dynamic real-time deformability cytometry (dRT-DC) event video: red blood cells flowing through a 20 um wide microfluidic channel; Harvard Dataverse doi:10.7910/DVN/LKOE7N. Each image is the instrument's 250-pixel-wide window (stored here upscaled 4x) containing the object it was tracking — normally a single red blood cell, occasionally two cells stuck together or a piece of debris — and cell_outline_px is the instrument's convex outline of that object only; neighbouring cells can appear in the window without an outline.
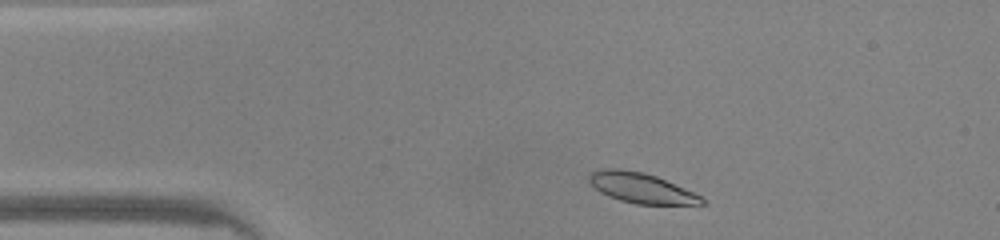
{"species": "common noctule bat (a hibernating species)", "species_latin": "Nyctalus noctula", "temperature_condition": "warm", "stored_images_in_passage": 42, "camera_frame_rate_fps": 3000, "um_per_image_px": 0.085, "animal": {"sex": "male", "body_mass_g": 20.0, "forearm_length_mm": 53.3}, "frame": {"image": 1, "passage_image": 3, "time_ms": 0.667, "image_size_px": [1000, 240], "cell_outline_px": [[704, 204], [636, 204], [620, 200], [600, 192], [588, 180], [588, 176], [592, 172], [608, 168], [620, 168], [644, 172], [656, 176], [692, 192], [700, 196], [704, 200]], "centroid_in_image_um": [54.47, 15.97], "position_along_channel_um": 30.5, "area_um2": 19.42}}
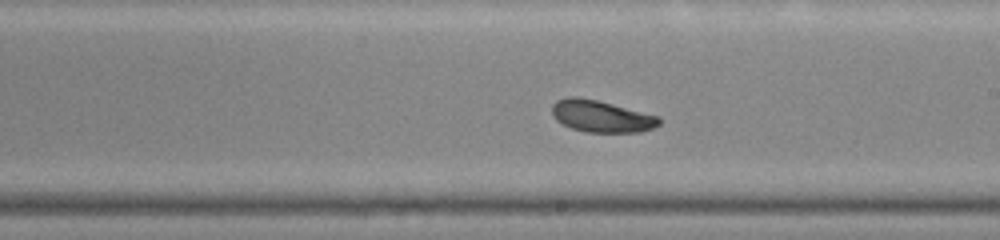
{"frame": {"image": 2, "passage_image": 21, "time_ms": 6.667, "image_size_px": [1000, 240], "cell_outline_px": [[660, 124], [652, 128], [640, 132], [584, 132], [572, 128], [556, 120], [552, 116], [552, 104], [556, 100], [568, 96], [576, 96], [596, 100], [656, 116], [660, 120]], "centroid_in_image_um": [51.04, 9.88], "position_along_channel_um": 238.0, "area_um2": 19.59}}
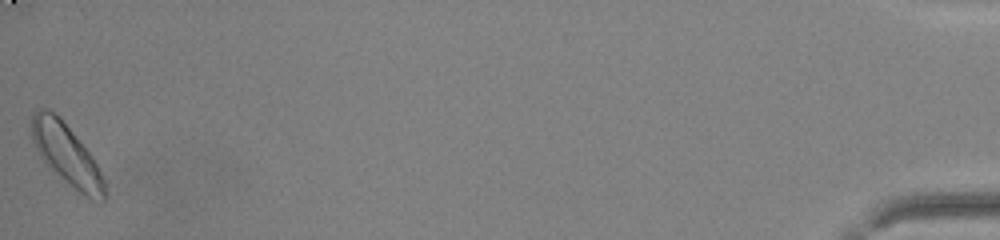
{"frame": {"image": 3, "passage_image": 42, "time_ms": 13.667, "image_size_px": [1000, 240], "cell_outline_px": [[108, 192], [104, 200], [92, 200], [64, 184], [48, 168], [40, 156], [32, 140], [32, 112], [40, 108], [44, 108], [60, 116], [92, 156], [104, 180]], "centroid_in_image_um": [5.66, 13.19], "position_along_channel_um": 429.5, "area_um2": 26.3}, "authors_computed_cell_mechanics": {"area_um2": 20.1433, "velocity_mm_per_s": 4.1971, "shape_relaxation_time_tau1_ms": 2.8368, "shape_relaxation_time_tau2_ms": 6.1683, "deformation_change_tau1": 0.1145, "deformation_change_tau2": 0.1325}}